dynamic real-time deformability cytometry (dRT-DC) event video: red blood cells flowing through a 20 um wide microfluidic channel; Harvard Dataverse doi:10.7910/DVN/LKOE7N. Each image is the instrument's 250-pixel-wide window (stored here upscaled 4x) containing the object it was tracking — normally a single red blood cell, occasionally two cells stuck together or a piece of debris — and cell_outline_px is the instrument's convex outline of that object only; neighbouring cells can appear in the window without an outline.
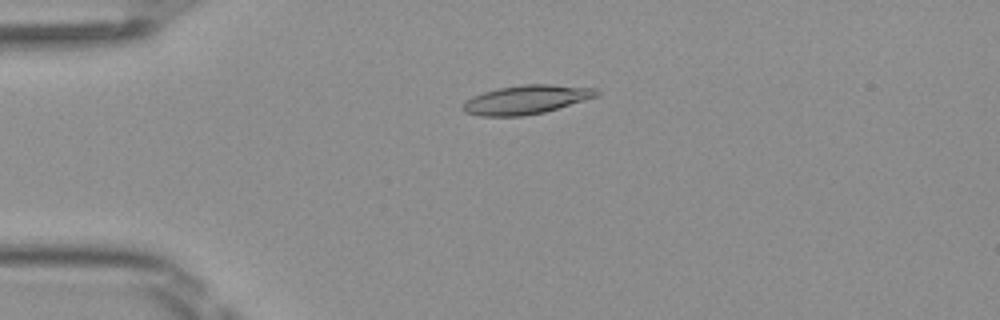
{"species": "Egyptian fruit bat (a non-hibernating species)", "species_latin": "Rousettus aegyptiacus", "temperature_condition": "room temperature", "stored_images_in_passage": 43, "camera_frame_rate_fps": 3000, "um_per_image_px": 0.085, "frame": {"image": 1, "passage_image": 5, "time_ms": 1.333, "image_size_px": [1000, 320], "cell_outline_px": [[600, 96], [544, 112], [524, 116], [480, 116], [464, 112], [460, 108], [460, 104], [464, 100], [472, 96], [484, 92], [500, 88], [520, 84], [552, 84], [596, 88], [600, 92]], "centroid_in_image_um": [44.72, 8.47], "position_along_channel_um": 40.3, "area_um2": 22.83}}
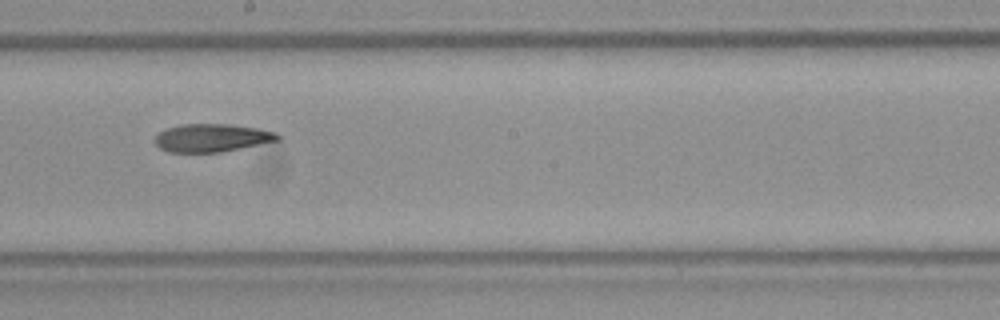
{"frame": {"image": 2, "passage_image": 21, "time_ms": 6.667, "image_size_px": [1000, 320], "cell_outline_px": [[280, 140], [220, 152], [168, 152], [160, 148], [156, 144], [156, 136], [160, 132], [168, 128], [180, 124], [228, 124], [260, 128], [276, 132], [280, 136]], "centroid_in_image_um": [18.04, 11.71], "position_along_channel_um": 230.2, "area_um2": 19.94}}
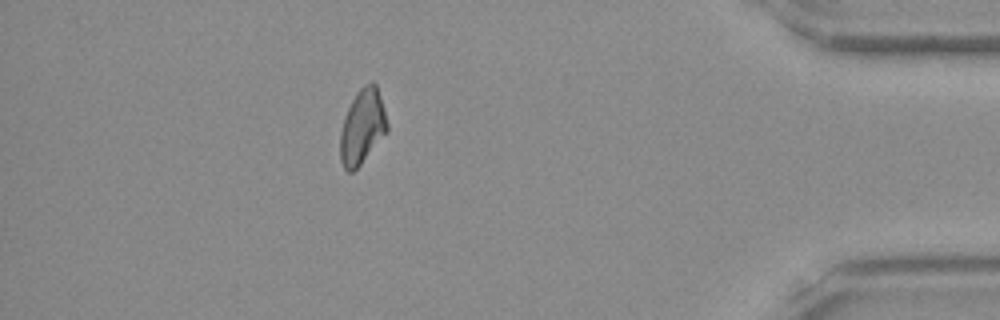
{"frame": {"image": 3, "passage_image": 37, "time_ms": 12.0, "image_size_px": [1000, 320], "cell_outline_px": [[388, 132], [360, 164], [352, 172], [348, 172], [344, 168], [340, 160], [340, 132], [344, 116], [356, 92], [364, 84], [372, 80], [376, 84], [384, 108], [388, 124]], "centroid_in_image_um": [30.8, 10.75], "position_along_channel_um": 404.4, "area_um2": 20.58}, "authors_computed_cell_mechanics": {"area_um2": 20.7502, "velocity_mm_per_s": 4.1074, "shape_relaxation_time_tau1_ms": 9.9611, "shape_relaxation_time_tau2_ms": 10.6046, "deformation_change_tau1": 0.2298, "deformation_change_tau2": 0.2206}}